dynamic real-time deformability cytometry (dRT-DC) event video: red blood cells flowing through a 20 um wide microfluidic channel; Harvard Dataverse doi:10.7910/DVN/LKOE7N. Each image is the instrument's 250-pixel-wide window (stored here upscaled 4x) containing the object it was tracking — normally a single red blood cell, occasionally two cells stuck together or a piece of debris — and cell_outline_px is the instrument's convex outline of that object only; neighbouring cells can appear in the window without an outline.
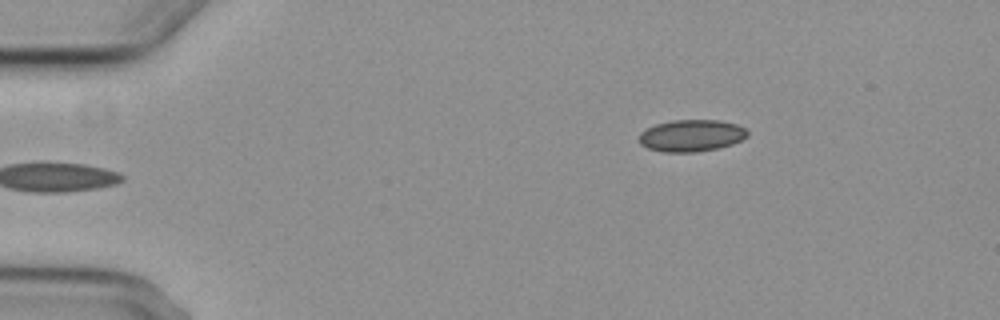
{"species": "common noctule bat (a hibernating species)", "species_latin": "Nyctalus noctula", "temperature_condition": "cold", "stored_images_in_passage": 4, "camera_frame_rate_fps": 3000, "um_per_image_px": 0.085, "animal": {"sex": "female", "body_mass_g": 29.2, "forearm_length_mm": 56.3}, "frame": {"image": 1, "passage_image": 4, "time_ms": 3.333, "image_size_px": [1000, 320], "cell_outline_px": [[748, 136], [732, 144], [720, 148], [696, 152], [660, 152], [648, 148], [640, 144], [640, 132], [656, 124], [672, 120], [716, 120], [736, 124], [744, 128], [748, 132]], "centroid_in_image_um": [58.76, 11.53], "position_along_channel_um": 26.2, "area_um2": 20.11}}